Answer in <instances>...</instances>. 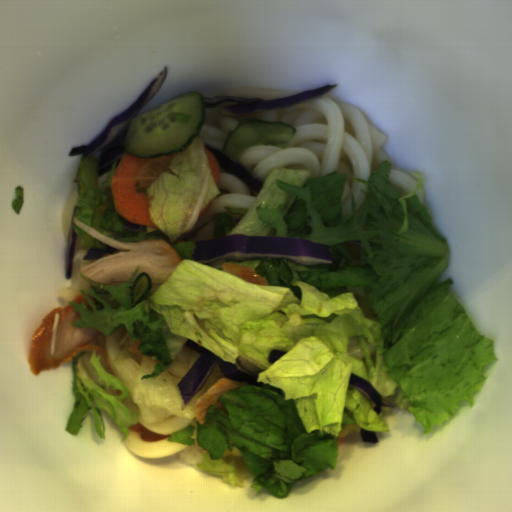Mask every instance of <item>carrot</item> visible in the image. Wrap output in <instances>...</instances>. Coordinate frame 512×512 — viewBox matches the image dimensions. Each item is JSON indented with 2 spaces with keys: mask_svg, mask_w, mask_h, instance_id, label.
Masks as SVG:
<instances>
[{
  "mask_svg": "<svg viewBox=\"0 0 512 512\" xmlns=\"http://www.w3.org/2000/svg\"><path fill=\"white\" fill-rule=\"evenodd\" d=\"M178 155L141 158L126 151L121 156L111 179L112 199L120 216L138 226L156 227L149 212L147 189L168 172L171 160Z\"/></svg>",
  "mask_w": 512,
  "mask_h": 512,
  "instance_id": "b8716197",
  "label": "carrot"
},
{
  "mask_svg": "<svg viewBox=\"0 0 512 512\" xmlns=\"http://www.w3.org/2000/svg\"><path fill=\"white\" fill-rule=\"evenodd\" d=\"M204 149L212 179L218 188L220 182V163L206 145H204Z\"/></svg>",
  "mask_w": 512,
  "mask_h": 512,
  "instance_id": "cead05ca",
  "label": "carrot"
},
{
  "mask_svg": "<svg viewBox=\"0 0 512 512\" xmlns=\"http://www.w3.org/2000/svg\"><path fill=\"white\" fill-rule=\"evenodd\" d=\"M124 227L128 230L138 232L139 230H141L143 228V225H136L129 221L126 223V225Z\"/></svg>",
  "mask_w": 512,
  "mask_h": 512,
  "instance_id": "1c9b5961",
  "label": "carrot"
},
{
  "mask_svg": "<svg viewBox=\"0 0 512 512\" xmlns=\"http://www.w3.org/2000/svg\"><path fill=\"white\" fill-rule=\"evenodd\" d=\"M211 202H212V201H211ZM211 202H210L209 204H207V205L203 208V210H202V211H200V213L198 214L200 217H201L202 215H204L205 213H207V212H208V210H209V208H210V204H211Z\"/></svg>",
  "mask_w": 512,
  "mask_h": 512,
  "instance_id": "07d2c1c8",
  "label": "carrot"
}]
</instances>
